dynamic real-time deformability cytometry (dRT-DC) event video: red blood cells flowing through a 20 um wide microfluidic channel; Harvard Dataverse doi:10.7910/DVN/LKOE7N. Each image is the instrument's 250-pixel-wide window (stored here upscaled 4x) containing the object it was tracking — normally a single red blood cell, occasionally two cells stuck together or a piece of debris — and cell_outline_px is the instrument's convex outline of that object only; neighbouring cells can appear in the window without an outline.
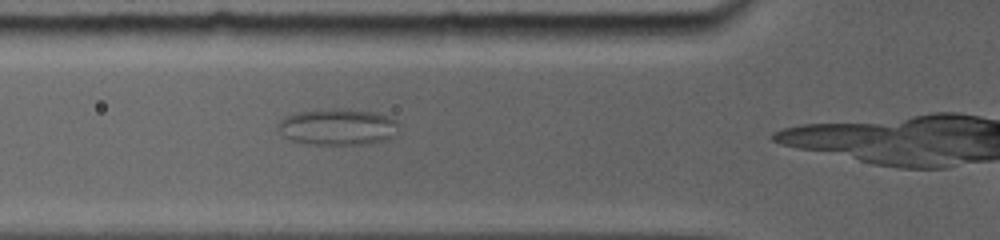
{"species": "common noctule bat (a hibernating species)", "species_latin": "Nyctalus noctula", "temperature_condition": "room temperature", "stored_images_in_passage": 18, "camera_frame_rate_fps": 5000, "um_per_image_px": 0.085, "animal": {"sex": "female", "body_mass_g": 19.0, "forearm_length_mm": 56.7}, "frame": {"image": 1, "passage_image": 11, "time_ms": 4.6, "image_size_px": [1000, 240], "cell_outline_px": [[396, 120], [384, 136], [376, 140], [344, 144], [316, 144], [292, 140], [284, 136], [280, 124], [280, 120], [288, 116], [300, 112], [372, 112]], "centroid_in_image_um": [28.52, 10.81], "position_along_channel_um": 97.3, "area_um2": 22.31}}
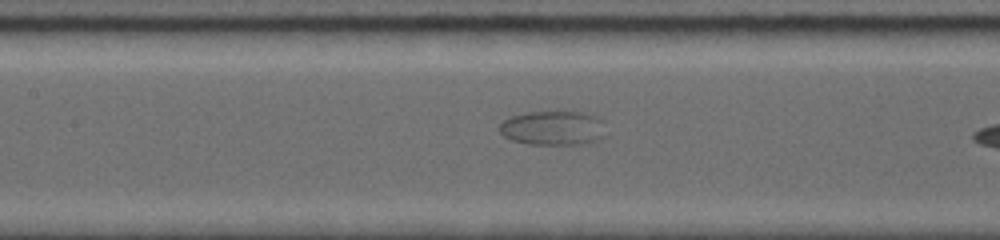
{"frame": {"image": 2, "passage_image": 16, "time_ms": 6.4, "image_size_px": [1000, 240], "cell_outline_px": [[600, 120], [588, 140], [572, 144], [536, 144], [512, 140], [504, 136], [500, 132], [500, 124], [504, 120], [512, 116], [528, 112], [580, 112], [592, 116]], "centroid_in_image_um": [46.71, 10.85], "position_along_channel_um": 160.7, "area_um2": 19.31}}